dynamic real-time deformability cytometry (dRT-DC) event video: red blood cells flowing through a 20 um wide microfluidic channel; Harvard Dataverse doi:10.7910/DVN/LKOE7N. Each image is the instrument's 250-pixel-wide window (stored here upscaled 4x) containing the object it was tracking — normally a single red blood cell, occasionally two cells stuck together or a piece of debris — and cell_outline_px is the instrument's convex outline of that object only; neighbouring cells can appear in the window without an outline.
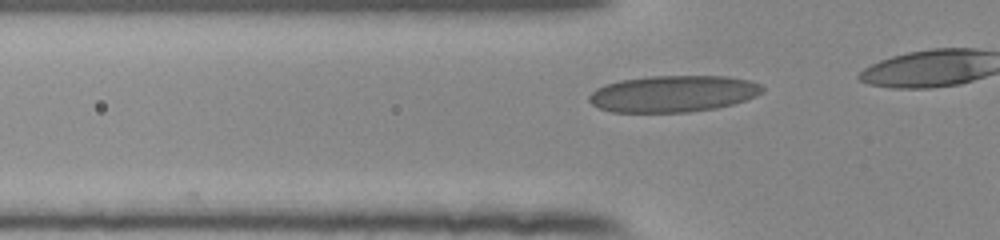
{"species": "human", "species_latin": "Homo sapiens", "temperature_condition": "room temperature", "stored_images_in_passage": 14, "camera_frame_rate_fps": 3000, "um_per_image_px": 0.085, "donor": {"sex": "female"}, "frame": {"image": 1, "passage_image": 8, "time_ms": 2.333, "image_size_px": [1000, 240], "cell_outline_px": [[764, 92], [756, 96], [732, 104], [716, 108], [688, 112], [612, 112], [600, 108], [592, 104], [588, 100], [588, 96], [596, 88], [604, 84], [620, 80], [648, 76], [728, 76], [748, 80], [760, 84], [764, 88]], "centroid_in_image_um": [57.2, 7.96], "position_along_channel_um": 68.6, "area_um2": 37.05}}
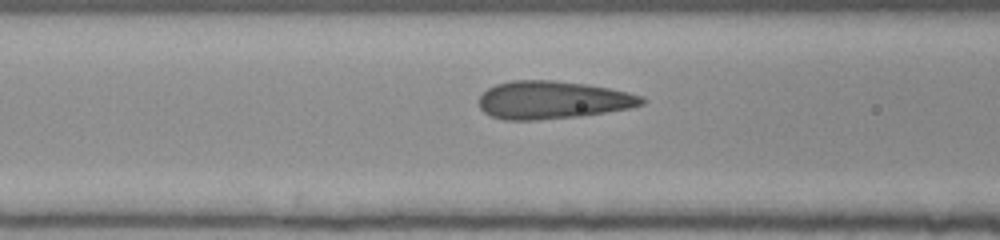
{"frame": {"image": 2, "passage_image": 12, "time_ms": 3.667, "image_size_px": [1000, 240], "cell_outline_px": [[648, 100], [644, 104], [628, 108], [580, 116], [536, 120], [504, 120], [492, 116], [484, 112], [480, 108], [476, 100], [488, 88], [496, 84], [512, 80], [552, 80], [588, 84], [628, 92], [644, 96]], "centroid_in_image_um": [46.96, 8.49], "position_along_channel_um": 119.6, "area_um2": 36.13}}